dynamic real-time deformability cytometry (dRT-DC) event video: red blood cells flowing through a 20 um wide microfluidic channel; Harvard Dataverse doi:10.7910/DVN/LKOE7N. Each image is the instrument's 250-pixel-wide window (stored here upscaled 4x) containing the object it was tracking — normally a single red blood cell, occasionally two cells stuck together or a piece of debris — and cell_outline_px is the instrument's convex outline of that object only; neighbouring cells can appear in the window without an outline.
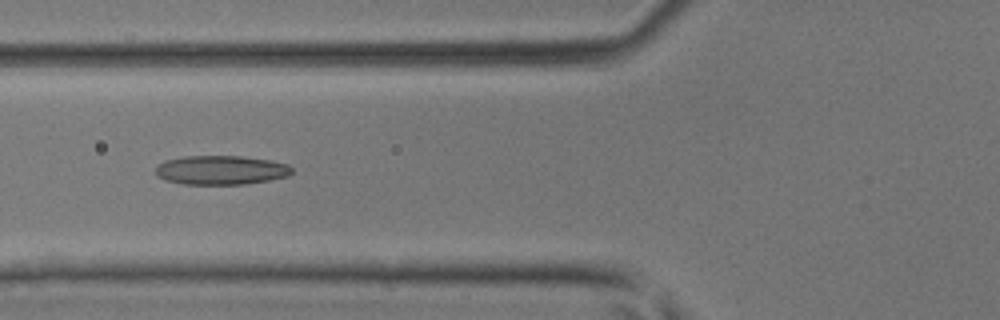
{"species": "common noctule bat (a hibernating species)", "species_latin": "Nyctalus noctula", "temperature_condition": "room temperature", "stored_images_in_passage": 43, "camera_frame_rate_fps": 3000, "um_per_image_px": 0.085, "animal": {"sex": "male", "body_mass_g": 17.9, "forearm_length_mm": 54.2}, "frame": {"image": 1, "passage_image": 16, "time_ms": 5.0, "image_size_px": [1000, 320], "cell_outline_px": [[292, 172], [288, 176], [268, 180], [244, 184], [184, 184], [164, 180], [156, 176], [156, 168], [164, 160], [184, 156], [240, 156], [272, 160], [288, 164], [292, 168]], "centroid_in_image_um": [18.78, 14.45], "position_along_channel_um": 107.0, "area_um2": 23.18}}
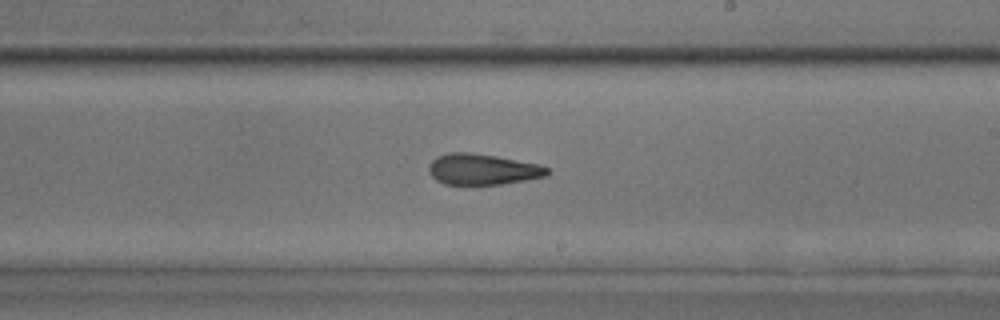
{"frame": {"image": 2, "passage_image": 25, "time_ms": 8.0, "image_size_px": [1000, 320], "cell_outline_px": [[548, 176], [500, 184], [444, 184], [436, 180], [432, 176], [428, 168], [428, 164], [436, 156], [448, 152], [468, 152], [496, 156], [540, 164], [548, 168]], "centroid_in_image_um": [40.99, 14.38], "position_along_channel_um": 248.0, "area_um2": 21.33}}
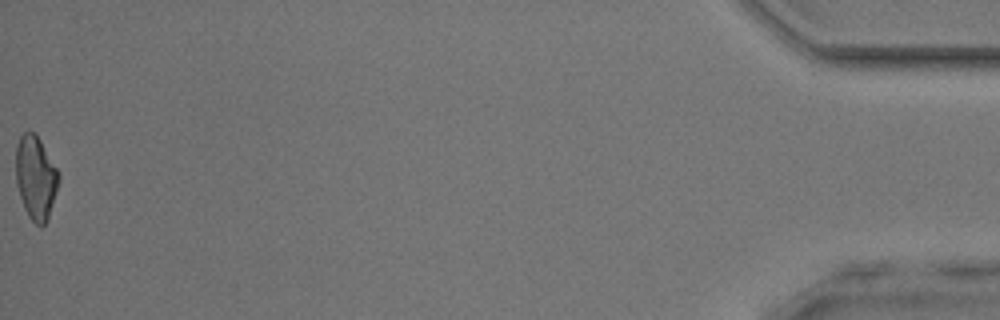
{"frame": {"image": 3, "passage_image": 43, "time_ms": 14.0, "image_size_px": [1000, 320], "cell_outline_px": [[60, 180], [48, 220], [40, 228], [28, 216], [24, 208], [16, 184], [16, 144], [20, 136], [24, 132], [32, 132], [40, 140], [56, 168], [60, 176]], "centroid_in_image_um": [3.03, 15.13], "position_along_channel_um": 432.2, "area_um2": 20.81}}